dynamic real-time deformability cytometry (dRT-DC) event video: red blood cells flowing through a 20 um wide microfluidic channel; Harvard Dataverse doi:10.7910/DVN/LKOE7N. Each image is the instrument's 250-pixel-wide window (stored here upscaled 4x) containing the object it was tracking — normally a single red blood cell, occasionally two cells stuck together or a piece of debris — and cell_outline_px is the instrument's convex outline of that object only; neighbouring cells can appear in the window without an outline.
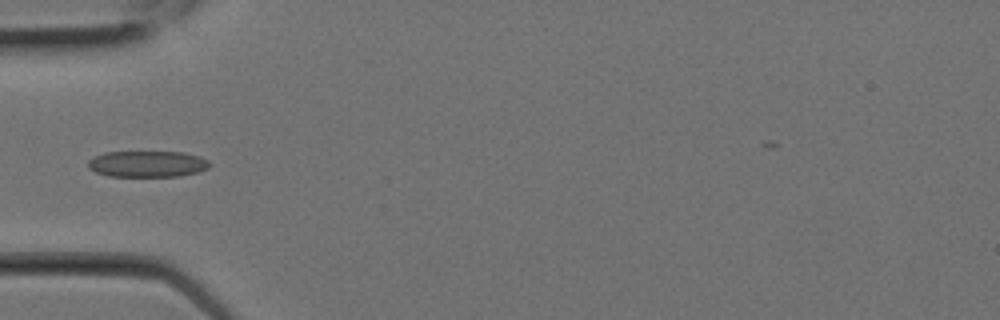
{"species": "Egyptian fruit bat (a non-hibernating species)", "species_latin": "Rousettus aegyptiacus", "temperature_condition": "room temperature", "stored_images_in_passage": 9, "camera_frame_rate_fps": 3000, "um_per_image_px": 0.085, "animal": {"sex": "female"}, "frame": {"image": 1, "passage_image": 7, "time_ms": 2.0, "image_size_px": [1000, 320], "cell_outline_px": [[212, 164], [208, 168], [200, 172], [180, 176], [108, 176], [96, 172], [88, 168], [88, 160], [92, 156], [104, 152], [184, 152], [200, 156], [208, 160]], "centroid_in_image_um": [12.54, 13.93], "position_along_channel_um": 72.5, "area_um2": 18.84}}
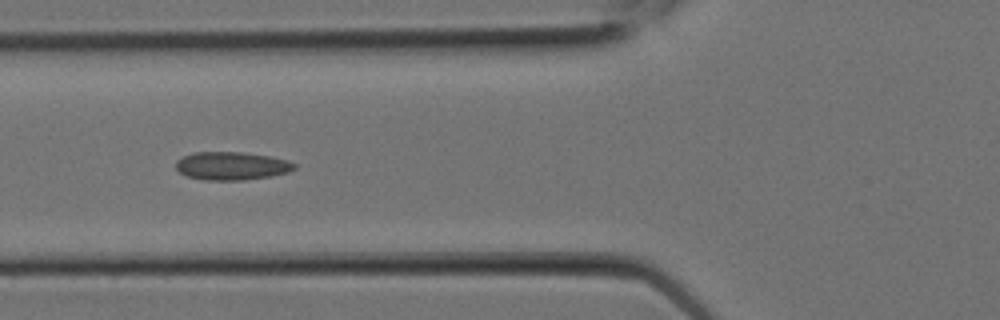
{"frame": {"image": 2, "passage_image": 8, "time_ms": 2.333, "image_size_px": [1000, 320], "cell_outline_px": [[296, 168], [288, 172], [272, 176], [244, 180], [204, 180], [188, 176], [180, 172], [176, 168], [176, 160], [192, 152], [244, 152], [268, 156], [288, 160], [296, 164]], "centroid_in_image_um": [19.7, 14.1], "position_along_channel_um": 106.1, "area_um2": 19.48}}
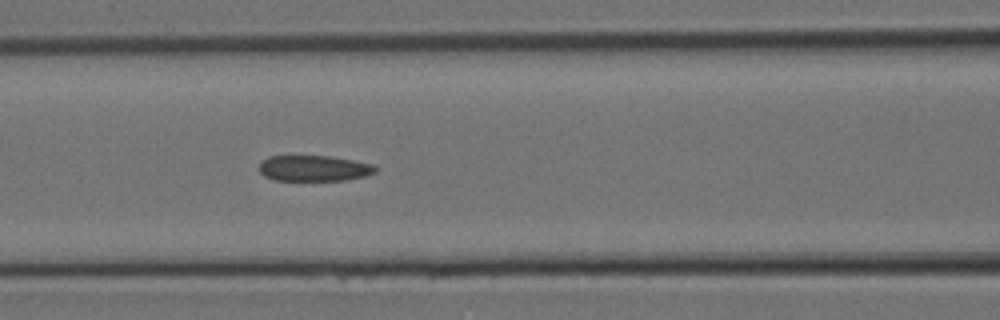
{"frame": {"image": 3, "passage_image": 9, "time_ms": 2.667, "image_size_px": [1000, 320], "cell_outline_px": [[376, 172], [364, 176], [344, 180], [276, 180], [264, 176], [260, 172], [260, 160], [268, 156], [332, 156], [372, 164], [376, 168]], "centroid_in_image_um": [26.65, 14.29], "position_along_channel_um": 139.9, "area_um2": 17.4}}